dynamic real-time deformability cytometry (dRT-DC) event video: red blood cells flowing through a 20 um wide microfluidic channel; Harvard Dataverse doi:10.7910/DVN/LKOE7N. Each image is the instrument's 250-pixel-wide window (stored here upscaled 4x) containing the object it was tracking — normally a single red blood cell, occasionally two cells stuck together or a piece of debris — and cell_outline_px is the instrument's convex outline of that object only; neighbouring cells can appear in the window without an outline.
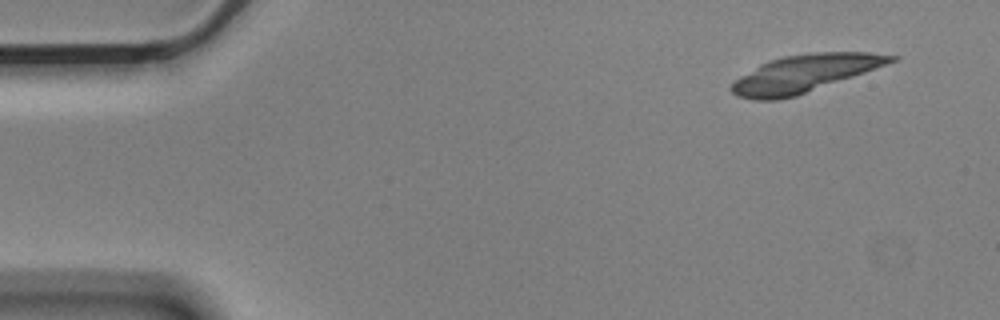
{"species": "Egyptian fruit bat (a non-hibernating species)", "species_latin": "Rousettus aegyptiacus", "temperature_condition": "cold", "stored_images_in_passage": 5, "camera_frame_rate_fps": 3000, "um_per_image_px": 0.085, "animal": {"sex": "male"}, "frame": {"image": 1, "passage_image": 1, "time_ms": 0.0, "image_size_px": [1000, 320], "cell_outline_px": [[900, 56], [896, 60], [864, 72], [796, 96], [776, 100], [752, 100], [736, 96], [728, 88], [740, 76], [760, 64], [768, 60], [784, 56], [812, 52], [868, 52]], "centroid_in_image_um": [68.32, 6.25], "position_along_channel_um": 16.7, "area_um2": 34.39}}